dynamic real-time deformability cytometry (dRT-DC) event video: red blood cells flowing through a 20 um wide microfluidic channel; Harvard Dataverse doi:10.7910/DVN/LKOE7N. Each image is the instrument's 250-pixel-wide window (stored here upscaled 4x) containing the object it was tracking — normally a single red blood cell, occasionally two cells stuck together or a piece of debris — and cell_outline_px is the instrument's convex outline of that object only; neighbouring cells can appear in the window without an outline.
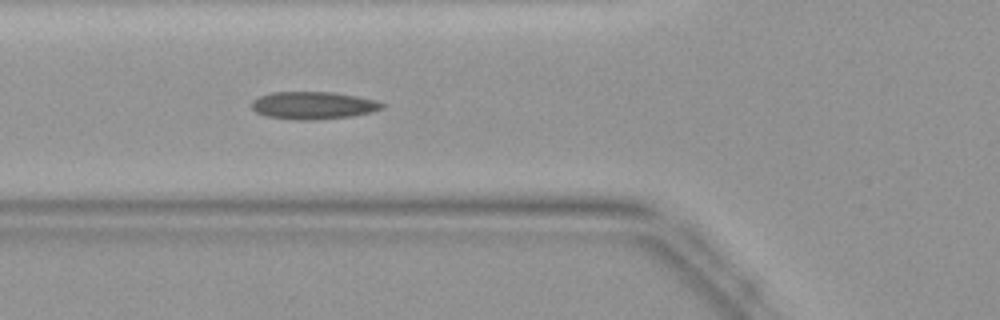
{"species": "common noctule bat (a hibernating species)", "species_latin": "Nyctalus noctula", "temperature_condition": "warm", "stored_images_in_passage": 42, "camera_frame_rate_fps": 3000, "um_per_image_px": 0.085, "animal": {"sex": "female", "body_mass_g": 19.9}, "frame": {"image": 1, "passage_image": 15, "time_ms": 4.667, "image_size_px": [1000, 320], "cell_outline_px": [[388, 104], [384, 108], [372, 112], [352, 116], [316, 120], [296, 120], [268, 116], [256, 112], [252, 108], [252, 100], [260, 96], [272, 92], [332, 92], [356, 96], [376, 100]], "centroid_in_image_um": [26.67, 8.96], "position_along_channel_um": 99.1, "area_um2": 21.04}}
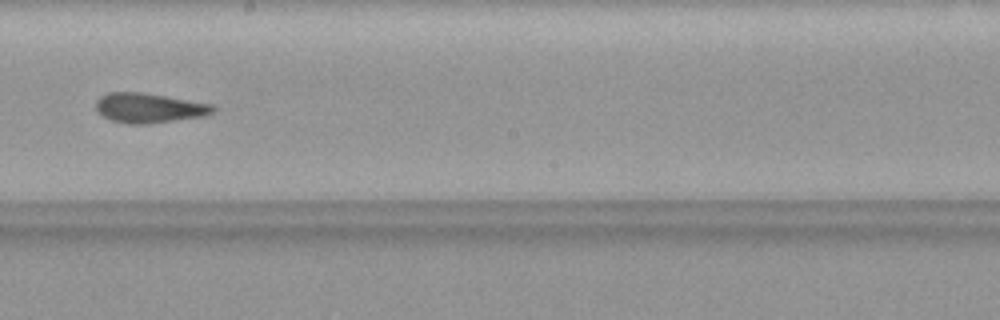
{"frame": {"image": 2, "passage_image": 24, "time_ms": 7.667, "image_size_px": [1000, 320], "cell_outline_px": [[216, 108], [212, 112], [204, 116], [148, 124], [128, 124], [112, 120], [104, 116], [96, 108], [96, 100], [100, 96], [108, 92], [140, 92], [212, 104]], "centroid_in_image_um": [12.65, 9.18], "position_along_channel_um": 235.5, "area_um2": 20.06}}
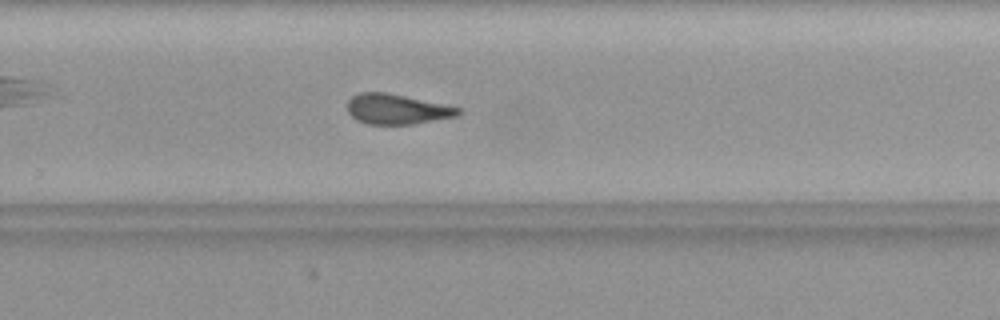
{"frame": {"image": 3, "passage_image": 28, "time_ms": 9.0, "image_size_px": [1000, 320], "cell_outline_px": [[464, 112], [460, 116], [412, 124], [368, 124], [356, 120], [348, 112], [348, 100], [352, 96], [360, 92], [388, 92], [448, 104], [464, 108]], "centroid_in_image_um": [33.84, 9.27], "position_along_channel_um": 296.0, "area_um2": 20.0}}